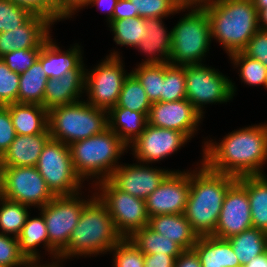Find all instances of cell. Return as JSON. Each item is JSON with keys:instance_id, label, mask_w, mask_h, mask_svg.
Masks as SVG:
<instances>
[{"instance_id": "obj_2", "label": "cell", "mask_w": 267, "mask_h": 267, "mask_svg": "<svg viewBox=\"0 0 267 267\" xmlns=\"http://www.w3.org/2000/svg\"><path fill=\"white\" fill-rule=\"evenodd\" d=\"M200 163L195 170L190 169V192L184 211L198 237L213 235L225 194L237 180V177L215 172L202 161Z\"/></svg>"}, {"instance_id": "obj_22", "label": "cell", "mask_w": 267, "mask_h": 267, "mask_svg": "<svg viewBox=\"0 0 267 267\" xmlns=\"http://www.w3.org/2000/svg\"><path fill=\"white\" fill-rule=\"evenodd\" d=\"M50 37L41 48L38 60L47 78H59L68 71L76 69L84 60L82 48L75 43L67 51H62Z\"/></svg>"}, {"instance_id": "obj_13", "label": "cell", "mask_w": 267, "mask_h": 267, "mask_svg": "<svg viewBox=\"0 0 267 267\" xmlns=\"http://www.w3.org/2000/svg\"><path fill=\"white\" fill-rule=\"evenodd\" d=\"M4 198L40 209L55 195L36 166H5Z\"/></svg>"}, {"instance_id": "obj_16", "label": "cell", "mask_w": 267, "mask_h": 267, "mask_svg": "<svg viewBox=\"0 0 267 267\" xmlns=\"http://www.w3.org/2000/svg\"><path fill=\"white\" fill-rule=\"evenodd\" d=\"M253 227L246 188L236 180L227 190L212 236L228 239Z\"/></svg>"}, {"instance_id": "obj_55", "label": "cell", "mask_w": 267, "mask_h": 267, "mask_svg": "<svg viewBox=\"0 0 267 267\" xmlns=\"http://www.w3.org/2000/svg\"><path fill=\"white\" fill-rule=\"evenodd\" d=\"M258 25L262 30H267V7L258 12Z\"/></svg>"}, {"instance_id": "obj_56", "label": "cell", "mask_w": 267, "mask_h": 267, "mask_svg": "<svg viewBox=\"0 0 267 267\" xmlns=\"http://www.w3.org/2000/svg\"><path fill=\"white\" fill-rule=\"evenodd\" d=\"M4 171L5 165L2 160V156L0 155V198L4 195Z\"/></svg>"}, {"instance_id": "obj_48", "label": "cell", "mask_w": 267, "mask_h": 267, "mask_svg": "<svg viewBox=\"0 0 267 267\" xmlns=\"http://www.w3.org/2000/svg\"><path fill=\"white\" fill-rule=\"evenodd\" d=\"M56 4V22L72 18L79 9L87 6L90 0H54ZM78 10V11H77Z\"/></svg>"}, {"instance_id": "obj_34", "label": "cell", "mask_w": 267, "mask_h": 267, "mask_svg": "<svg viewBox=\"0 0 267 267\" xmlns=\"http://www.w3.org/2000/svg\"><path fill=\"white\" fill-rule=\"evenodd\" d=\"M150 102L143 86L130 72L125 78L116 106L112 108H125L140 113H149Z\"/></svg>"}, {"instance_id": "obj_31", "label": "cell", "mask_w": 267, "mask_h": 267, "mask_svg": "<svg viewBox=\"0 0 267 267\" xmlns=\"http://www.w3.org/2000/svg\"><path fill=\"white\" fill-rule=\"evenodd\" d=\"M227 240L231 243L242 266L267 251V233L254 227L233 235Z\"/></svg>"}, {"instance_id": "obj_8", "label": "cell", "mask_w": 267, "mask_h": 267, "mask_svg": "<svg viewBox=\"0 0 267 267\" xmlns=\"http://www.w3.org/2000/svg\"><path fill=\"white\" fill-rule=\"evenodd\" d=\"M89 200L82 198V192L55 196L39 209L46 222L49 238L48 254L51 255L49 257L52 263H58V256L66 249L81 212Z\"/></svg>"}, {"instance_id": "obj_49", "label": "cell", "mask_w": 267, "mask_h": 267, "mask_svg": "<svg viewBox=\"0 0 267 267\" xmlns=\"http://www.w3.org/2000/svg\"><path fill=\"white\" fill-rule=\"evenodd\" d=\"M175 258L171 255L156 253L144 254V267H174Z\"/></svg>"}, {"instance_id": "obj_30", "label": "cell", "mask_w": 267, "mask_h": 267, "mask_svg": "<svg viewBox=\"0 0 267 267\" xmlns=\"http://www.w3.org/2000/svg\"><path fill=\"white\" fill-rule=\"evenodd\" d=\"M47 76L39 60L25 72L20 73L18 103L38 104L44 107Z\"/></svg>"}, {"instance_id": "obj_3", "label": "cell", "mask_w": 267, "mask_h": 267, "mask_svg": "<svg viewBox=\"0 0 267 267\" xmlns=\"http://www.w3.org/2000/svg\"><path fill=\"white\" fill-rule=\"evenodd\" d=\"M79 217L58 264L73 257L107 254L123 237L115 228L106 206L92 193Z\"/></svg>"}, {"instance_id": "obj_25", "label": "cell", "mask_w": 267, "mask_h": 267, "mask_svg": "<svg viewBox=\"0 0 267 267\" xmlns=\"http://www.w3.org/2000/svg\"><path fill=\"white\" fill-rule=\"evenodd\" d=\"M193 249L198 254L202 267H242L227 239L212 235L200 236Z\"/></svg>"}, {"instance_id": "obj_1", "label": "cell", "mask_w": 267, "mask_h": 267, "mask_svg": "<svg viewBox=\"0 0 267 267\" xmlns=\"http://www.w3.org/2000/svg\"><path fill=\"white\" fill-rule=\"evenodd\" d=\"M208 140L203 145L202 162L219 173L242 177L263 175L267 162V124L251 125L232 131L221 142ZM262 169V170H261Z\"/></svg>"}, {"instance_id": "obj_26", "label": "cell", "mask_w": 267, "mask_h": 267, "mask_svg": "<svg viewBox=\"0 0 267 267\" xmlns=\"http://www.w3.org/2000/svg\"><path fill=\"white\" fill-rule=\"evenodd\" d=\"M17 135L49 133L48 110L42 105L12 103L6 105Z\"/></svg>"}, {"instance_id": "obj_47", "label": "cell", "mask_w": 267, "mask_h": 267, "mask_svg": "<svg viewBox=\"0 0 267 267\" xmlns=\"http://www.w3.org/2000/svg\"><path fill=\"white\" fill-rule=\"evenodd\" d=\"M19 6L25 7L33 14L48 18L53 24L56 22V4L54 0H11Z\"/></svg>"}, {"instance_id": "obj_28", "label": "cell", "mask_w": 267, "mask_h": 267, "mask_svg": "<svg viewBox=\"0 0 267 267\" xmlns=\"http://www.w3.org/2000/svg\"><path fill=\"white\" fill-rule=\"evenodd\" d=\"M237 180L246 188L254 228L267 233V176L249 175Z\"/></svg>"}, {"instance_id": "obj_53", "label": "cell", "mask_w": 267, "mask_h": 267, "mask_svg": "<svg viewBox=\"0 0 267 267\" xmlns=\"http://www.w3.org/2000/svg\"><path fill=\"white\" fill-rule=\"evenodd\" d=\"M177 9L204 8L210 0H170Z\"/></svg>"}, {"instance_id": "obj_21", "label": "cell", "mask_w": 267, "mask_h": 267, "mask_svg": "<svg viewBox=\"0 0 267 267\" xmlns=\"http://www.w3.org/2000/svg\"><path fill=\"white\" fill-rule=\"evenodd\" d=\"M162 19L164 18H145L147 37L139 42L136 49L148 58L139 65L169 63L172 30L168 32Z\"/></svg>"}, {"instance_id": "obj_39", "label": "cell", "mask_w": 267, "mask_h": 267, "mask_svg": "<svg viewBox=\"0 0 267 267\" xmlns=\"http://www.w3.org/2000/svg\"><path fill=\"white\" fill-rule=\"evenodd\" d=\"M109 252L113 267H144V253L129 238H122Z\"/></svg>"}, {"instance_id": "obj_18", "label": "cell", "mask_w": 267, "mask_h": 267, "mask_svg": "<svg viewBox=\"0 0 267 267\" xmlns=\"http://www.w3.org/2000/svg\"><path fill=\"white\" fill-rule=\"evenodd\" d=\"M202 118L201 113L187 99L174 102L160 101L152 103L148 114V124L177 130L191 140L199 130L198 126Z\"/></svg>"}, {"instance_id": "obj_43", "label": "cell", "mask_w": 267, "mask_h": 267, "mask_svg": "<svg viewBox=\"0 0 267 267\" xmlns=\"http://www.w3.org/2000/svg\"><path fill=\"white\" fill-rule=\"evenodd\" d=\"M28 262L19 250L17 237L0 233V267H22Z\"/></svg>"}, {"instance_id": "obj_4", "label": "cell", "mask_w": 267, "mask_h": 267, "mask_svg": "<svg viewBox=\"0 0 267 267\" xmlns=\"http://www.w3.org/2000/svg\"><path fill=\"white\" fill-rule=\"evenodd\" d=\"M204 9L212 40H217L228 56L242 51L260 29L252 0H210Z\"/></svg>"}, {"instance_id": "obj_24", "label": "cell", "mask_w": 267, "mask_h": 267, "mask_svg": "<svg viewBox=\"0 0 267 267\" xmlns=\"http://www.w3.org/2000/svg\"><path fill=\"white\" fill-rule=\"evenodd\" d=\"M148 227L154 232L168 237L183 250L193 249L198 238L184 213L149 217Z\"/></svg>"}, {"instance_id": "obj_58", "label": "cell", "mask_w": 267, "mask_h": 267, "mask_svg": "<svg viewBox=\"0 0 267 267\" xmlns=\"http://www.w3.org/2000/svg\"><path fill=\"white\" fill-rule=\"evenodd\" d=\"M255 8L259 12L261 9L267 7V0H252Z\"/></svg>"}, {"instance_id": "obj_27", "label": "cell", "mask_w": 267, "mask_h": 267, "mask_svg": "<svg viewBox=\"0 0 267 267\" xmlns=\"http://www.w3.org/2000/svg\"><path fill=\"white\" fill-rule=\"evenodd\" d=\"M148 114L125 108H111L107 112L108 127L129 146L145 129Z\"/></svg>"}, {"instance_id": "obj_15", "label": "cell", "mask_w": 267, "mask_h": 267, "mask_svg": "<svg viewBox=\"0 0 267 267\" xmlns=\"http://www.w3.org/2000/svg\"><path fill=\"white\" fill-rule=\"evenodd\" d=\"M189 192L190 170L171 171L156 190L146 198L148 216L184 213Z\"/></svg>"}, {"instance_id": "obj_32", "label": "cell", "mask_w": 267, "mask_h": 267, "mask_svg": "<svg viewBox=\"0 0 267 267\" xmlns=\"http://www.w3.org/2000/svg\"><path fill=\"white\" fill-rule=\"evenodd\" d=\"M129 239L144 254L162 253L176 259L184 251L177 243L148 226L136 230Z\"/></svg>"}, {"instance_id": "obj_6", "label": "cell", "mask_w": 267, "mask_h": 267, "mask_svg": "<svg viewBox=\"0 0 267 267\" xmlns=\"http://www.w3.org/2000/svg\"><path fill=\"white\" fill-rule=\"evenodd\" d=\"M107 127V111L93 107L83 98L48 110L51 138L67 145L99 134Z\"/></svg>"}, {"instance_id": "obj_51", "label": "cell", "mask_w": 267, "mask_h": 267, "mask_svg": "<svg viewBox=\"0 0 267 267\" xmlns=\"http://www.w3.org/2000/svg\"><path fill=\"white\" fill-rule=\"evenodd\" d=\"M174 267H202L201 261L194 249L184 250L176 259Z\"/></svg>"}, {"instance_id": "obj_57", "label": "cell", "mask_w": 267, "mask_h": 267, "mask_svg": "<svg viewBox=\"0 0 267 267\" xmlns=\"http://www.w3.org/2000/svg\"><path fill=\"white\" fill-rule=\"evenodd\" d=\"M41 262H28L25 266L23 267H61L60 264L56 263V262H51L49 264H40Z\"/></svg>"}, {"instance_id": "obj_5", "label": "cell", "mask_w": 267, "mask_h": 267, "mask_svg": "<svg viewBox=\"0 0 267 267\" xmlns=\"http://www.w3.org/2000/svg\"><path fill=\"white\" fill-rule=\"evenodd\" d=\"M74 169L83 182L107 180L128 146L107 127L101 133L69 145ZM98 179V180H97Z\"/></svg>"}, {"instance_id": "obj_20", "label": "cell", "mask_w": 267, "mask_h": 267, "mask_svg": "<svg viewBox=\"0 0 267 267\" xmlns=\"http://www.w3.org/2000/svg\"><path fill=\"white\" fill-rule=\"evenodd\" d=\"M85 64L68 71L59 78H48L44 93V108L49 110L81 100L85 87Z\"/></svg>"}, {"instance_id": "obj_37", "label": "cell", "mask_w": 267, "mask_h": 267, "mask_svg": "<svg viewBox=\"0 0 267 267\" xmlns=\"http://www.w3.org/2000/svg\"><path fill=\"white\" fill-rule=\"evenodd\" d=\"M235 68H239V76L249 86L263 85L267 88V67L259 60L246 56L242 51L229 55Z\"/></svg>"}, {"instance_id": "obj_23", "label": "cell", "mask_w": 267, "mask_h": 267, "mask_svg": "<svg viewBox=\"0 0 267 267\" xmlns=\"http://www.w3.org/2000/svg\"><path fill=\"white\" fill-rule=\"evenodd\" d=\"M50 133L16 135L2 155L5 166H36Z\"/></svg>"}, {"instance_id": "obj_10", "label": "cell", "mask_w": 267, "mask_h": 267, "mask_svg": "<svg viewBox=\"0 0 267 267\" xmlns=\"http://www.w3.org/2000/svg\"><path fill=\"white\" fill-rule=\"evenodd\" d=\"M36 168L55 196L74 195L83 188V180L73 166L69 145L61 141L52 138L47 141Z\"/></svg>"}, {"instance_id": "obj_42", "label": "cell", "mask_w": 267, "mask_h": 267, "mask_svg": "<svg viewBox=\"0 0 267 267\" xmlns=\"http://www.w3.org/2000/svg\"><path fill=\"white\" fill-rule=\"evenodd\" d=\"M20 74L11 71L0 58V106L18 103Z\"/></svg>"}, {"instance_id": "obj_40", "label": "cell", "mask_w": 267, "mask_h": 267, "mask_svg": "<svg viewBox=\"0 0 267 267\" xmlns=\"http://www.w3.org/2000/svg\"><path fill=\"white\" fill-rule=\"evenodd\" d=\"M33 13L11 0H0V33L23 25Z\"/></svg>"}, {"instance_id": "obj_9", "label": "cell", "mask_w": 267, "mask_h": 267, "mask_svg": "<svg viewBox=\"0 0 267 267\" xmlns=\"http://www.w3.org/2000/svg\"><path fill=\"white\" fill-rule=\"evenodd\" d=\"M122 62L120 53L113 50L92 70L86 68L84 93L88 104L107 112L116 106L123 82L129 75Z\"/></svg>"}, {"instance_id": "obj_35", "label": "cell", "mask_w": 267, "mask_h": 267, "mask_svg": "<svg viewBox=\"0 0 267 267\" xmlns=\"http://www.w3.org/2000/svg\"><path fill=\"white\" fill-rule=\"evenodd\" d=\"M25 206L19 202L0 198V233L17 237L31 214Z\"/></svg>"}, {"instance_id": "obj_11", "label": "cell", "mask_w": 267, "mask_h": 267, "mask_svg": "<svg viewBox=\"0 0 267 267\" xmlns=\"http://www.w3.org/2000/svg\"><path fill=\"white\" fill-rule=\"evenodd\" d=\"M94 192L106 206L115 228L123 238H129L136 230L148 226L146 202L117 189L108 179L92 183Z\"/></svg>"}, {"instance_id": "obj_41", "label": "cell", "mask_w": 267, "mask_h": 267, "mask_svg": "<svg viewBox=\"0 0 267 267\" xmlns=\"http://www.w3.org/2000/svg\"><path fill=\"white\" fill-rule=\"evenodd\" d=\"M134 11L141 18H166L169 15L183 13L186 9H177L170 0H130Z\"/></svg>"}, {"instance_id": "obj_7", "label": "cell", "mask_w": 267, "mask_h": 267, "mask_svg": "<svg viewBox=\"0 0 267 267\" xmlns=\"http://www.w3.org/2000/svg\"><path fill=\"white\" fill-rule=\"evenodd\" d=\"M172 30V45L169 64H202L211 47L210 22L204 8L187 9Z\"/></svg>"}, {"instance_id": "obj_17", "label": "cell", "mask_w": 267, "mask_h": 267, "mask_svg": "<svg viewBox=\"0 0 267 267\" xmlns=\"http://www.w3.org/2000/svg\"><path fill=\"white\" fill-rule=\"evenodd\" d=\"M137 163L120 164L108 180L120 191L146 200L172 170Z\"/></svg>"}, {"instance_id": "obj_46", "label": "cell", "mask_w": 267, "mask_h": 267, "mask_svg": "<svg viewBox=\"0 0 267 267\" xmlns=\"http://www.w3.org/2000/svg\"><path fill=\"white\" fill-rule=\"evenodd\" d=\"M9 109L0 106V155L2 156L16 137Z\"/></svg>"}, {"instance_id": "obj_36", "label": "cell", "mask_w": 267, "mask_h": 267, "mask_svg": "<svg viewBox=\"0 0 267 267\" xmlns=\"http://www.w3.org/2000/svg\"><path fill=\"white\" fill-rule=\"evenodd\" d=\"M131 73L143 86L151 103L162 101V88L164 84V63L153 65H138Z\"/></svg>"}, {"instance_id": "obj_38", "label": "cell", "mask_w": 267, "mask_h": 267, "mask_svg": "<svg viewBox=\"0 0 267 267\" xmlns=\"http://www.w3.org/2000/svg\"><path fill=\"white\" fill-rule=\"evenodd\" d=\"M186 99L185 66L164 63L162 102Z\"/></svg>"}, {"instance_id": "obj_14", "label": "cell", "mask_w": 267, "mask_h": 267, "mask_svg": "<svg viewBox=\"0 0 267 267\" xmlns=\"http://www.w3.org/2000/svg\"><path fill=\"white\" fill-rule=\"evenodd\" d=\"M188 140L190 141L184 133L177 130L159 128L147 123L143 132L128 148L133 151L137 162L150 165L171 156L184 147Z\"/></svg>"}, {"instance_id": "obj_29", "label": "cell", "mask_w": 267, "mask_h": 267, "mask_svg": "<svg viewBox=\"0 0 267 267\" xmlns=\"http://www.w3.org/2000/svg\"><path fill=\"white\" fill-rule=\"evenodd\" d=\"M38 217L27 216L26 222L21 233L17 236L20 252L29 262H39L40 253L36 247L43 245V248L49 252V238L46 222L40 213Z\"/></svg>"}, {"instance_id": "obj_50", "label": "cell", "mask_w": 267, "mask_h": 267, "mask_svg": "<svg viewBox=\"0 0 267 267\" xmlns=\"http://www.w3.org/2000/svg\"><path fill=\"white\" fill-rule=\"evenodd\" d=\"M139 15L134 11L133 4L130 0H118L112 20L128 19L138 17Z\"/></svg>"}, {"instance_id": "obj_44", "label": "cell", "mask_w": 267, "mask_h": 267, "mask_svg": "<svg viewBox=\"0 0 267 267\" xmlns=\"http://www.w3.org/2000/svg\"><path fill=\"white\" fill-rule=\"evenodd\" d=\"M40 52L41 48L14 50L2 56L1 59L11 71L20 74L27 71L38 60Z\"/></svg>"}, {"instance_id": "obj_19", "label": "cell", "mask_w": 267, "mask_h": 267, "mask_svg": "<svg viewBox=\"0 0 267 267\" xmlns=\"http://www.w3.org/2000/svg\"><path fill=\"white\" fill-rule=\"evenodd\" d=\"M54 25L48 18L33 14L23 25L12 31L0 33V58L14 50L42 48L52 36L50 28Z\"/></svg>"}, {"instance_id": "obj_45", "label": "cell", "mask_w": 267, "mask_h": 267, "mask_svg": "<svg viewBox=\"0 0 267 267\" xmlns=\"http://www.w3.org/2000/svg\"><path fill=\"white\" fill-rule=\"evenodd\" d=\"M242 52L248 57L259 60L267 67V30L259 29Z\"/></svg>"}, {"instance_id": "obj_33", "label": "cell", "mask_w": 267, "mask_h": 267, "mask_svg": "<svg viewBox=\"0 0 267 267\" xmlns=\"http://www.w3.org/2000/svg\"><path fill=\"white\" fill-rule=\"evenodd\" d=\"M117 45L137 47L141 40L147 37L145 18L111 20L108 24Z\"/></svg>"}, {"instance_id": "obj_52", "label": "cell", "mask_w": 267, "mask_h": 267, "mask_svg": "<svg viewBox=\"0 0 267 267\" xmlns=\"http://www.w3.org/2000/svg\"><path fill=\"white\" fill-rule=\"evenodd\" d=\"M117 2L118 0H90L86 7H88V5L99 6L98 8H100L101 11L105 10L103 13L107 14V23H109L112 20Z\"/></svg>"}, {"instance_id": "obj_12", "label": "cell", "mask_w": 267, "mask_h": 267, "mask_svg": "<svg viewBox=\"0 0 267 267\" xmlns=\"http://www.w3.org/2000/svg\"><path fill=\"white\" fill-rule=\"evenodd\" d=\"M186 99L201 113L207 104L231 101L237 91L236 85L218 69L202 64L185 66Z\"/></svg>"}, {"instance_id": "obj_54", "label": "cell", "mask_w": 267, "mask_h": 267, "mask_svg": "<svg viewBox=\"0 0 267 267\" xmlns=\"http://www.w3.org/2000/svg\"><path fill=\"white\" fill-rule=\"evenodd\" d=\"M242 267H267V251L256 256L249 263L243 265Z\"/></svg>"}]
</instances>
